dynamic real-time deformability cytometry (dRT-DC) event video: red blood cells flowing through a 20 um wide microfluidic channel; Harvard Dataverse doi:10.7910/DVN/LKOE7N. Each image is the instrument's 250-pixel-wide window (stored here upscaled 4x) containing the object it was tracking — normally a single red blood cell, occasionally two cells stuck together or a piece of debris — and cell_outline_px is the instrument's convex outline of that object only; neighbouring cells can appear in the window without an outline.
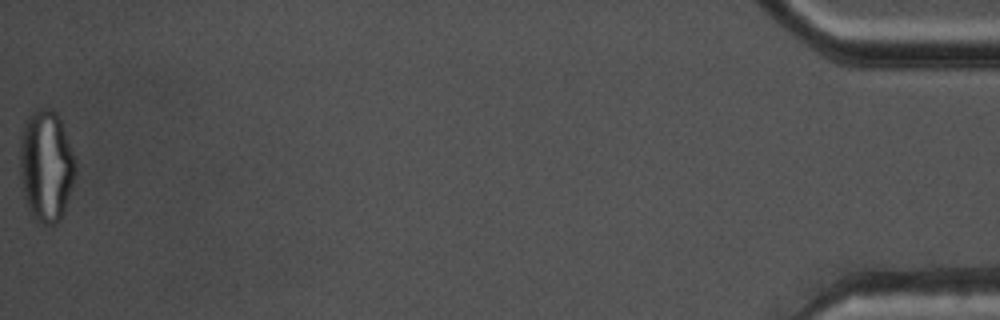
{"species": "common noctule bat (a hibernating species)", "species_latin": "Nyctalus noctula", "temperature_condition": "warm", "stored_images_in_passage": 39, "camera_frame_rate_fps": 3000, "um_per_image_px": 0.085, "animal": {"sex": "male", "body_mass_g": 17.5, "forearm_length_mm": 52.3}, "frame": {"image": 1, "passage_image": 39, "time_ms": 12.667, "image_size_px": [1000, 320], "cell_outline_px": [[76, 172], [64, 212], [60, 220], [56, 224], [36, 224], [28, 212], [24, 200], [20, 184], [20, 136], [24, 124], [28, 116], [36, 108], [52, 108], [56, 112], [60, 120], [76, 160]], "centroid_in_image_um": [3.89, 14.14], "position_along_channel_um": 431.3, "area_um2": 36.88}, "authors_computed_cell_mechanics": {"area_um2": 24.9118, "velocity_mm_per_s": 3.801, "shape_relaxation_time_tau1_ms": null, "shape_relaxation_time_tau2_ms": 1.557, "deformation_change_tau1": null, "deformation_change_tau2": 0.0838}}